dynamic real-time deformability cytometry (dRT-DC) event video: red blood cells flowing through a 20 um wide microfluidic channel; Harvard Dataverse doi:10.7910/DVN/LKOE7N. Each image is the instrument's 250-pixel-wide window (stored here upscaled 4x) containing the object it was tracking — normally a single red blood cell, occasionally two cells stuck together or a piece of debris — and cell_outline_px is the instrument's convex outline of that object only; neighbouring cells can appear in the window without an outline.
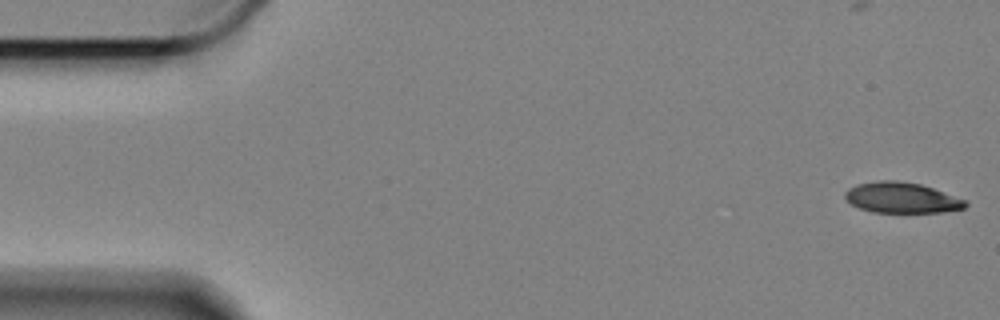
{"species": "Egyptian fruit bat (a non-hibernating species)", "species_latin": "Rousettus aegyptiacus", "temperature_condition": "cold", "stored_images_in_passage": 60, "camera_frame_rate_fps": 3000, "um_per_image_px": 0.085, "animal": {"sex": "female"}, "frame": {"image": 1, "passage_image": 1, "time_ms": 0.0, "image_size_px": [1000, 320], "cell_outline_px": [[968, 204], [964, 208], [940, 212], [872, 212], [860, 208], [852, 204], [844, 196], [844, 192], [848, 188], [856, 184], [880, 180], [896, 180], [920, 184], [968, 200]], "centroid_in_image_um": [76.64, 16.8], "position_along_channel_um": 8.4, "area_um2": 21.44}}
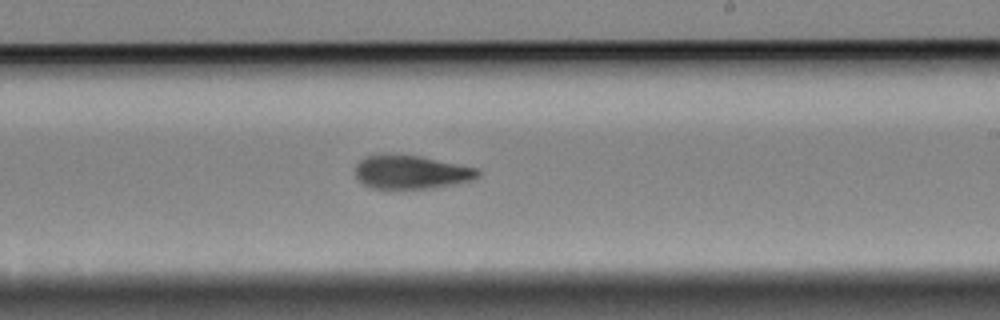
{"frame": {"image": 2, "passage_image": 34, "time_ms": 11.0, "image_size_px": [1000, 320], "cell_outline_px": [[480, 176], [472, 180], [432, 188], [372, 188], [364, 184], [356, 176], [356, 164], [360, 160], [368, 156], [380, 152], [384, 152], [420, 156], [480, 168]], "centroid_in_image_um": [34.96, 14.59], "position_along_channel_um": 254.0, "area_um2": 24.28}}
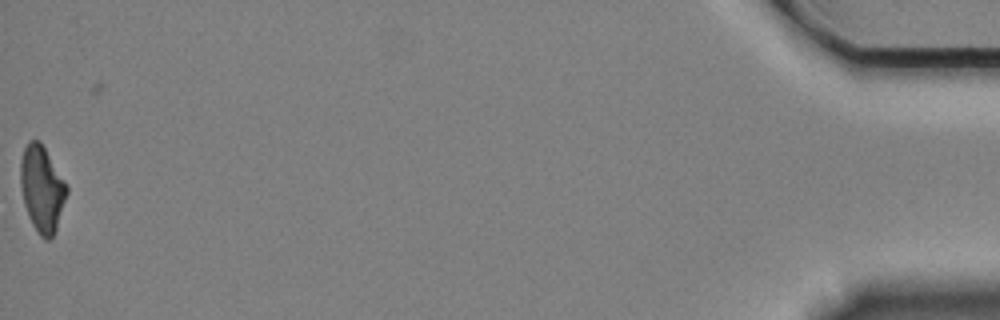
{"frame": {"image": 3, "passage_image": 59, "time_ms": 19.333, "image_size_px": [1000, 320], "cell_outline_px": [[68, 192], [56, 228], [52, 236], [48, 240], [44, 240], [40, 236], [32, 224], [24, 204], [20, 184], [20, 160], [24, 148], [28, 140], [40, 140], [68, 188]], "centroid_in_image_um": [3.54, 16.04], "position_along_channel_um": 431.7, "area_um2": 22.95}, "authors_computed_cell_mechanics": {"area_um2": 23.9003, "velocity_mm_per_s": 3.3376, "shape_relaxation_time_tau1_ms": 4.9844, "shape_relaxation_time_tau2_ms": 4.6339, "deformation_change_tau1": 0.1494, "deformation_change_tau2": 0.1196}}